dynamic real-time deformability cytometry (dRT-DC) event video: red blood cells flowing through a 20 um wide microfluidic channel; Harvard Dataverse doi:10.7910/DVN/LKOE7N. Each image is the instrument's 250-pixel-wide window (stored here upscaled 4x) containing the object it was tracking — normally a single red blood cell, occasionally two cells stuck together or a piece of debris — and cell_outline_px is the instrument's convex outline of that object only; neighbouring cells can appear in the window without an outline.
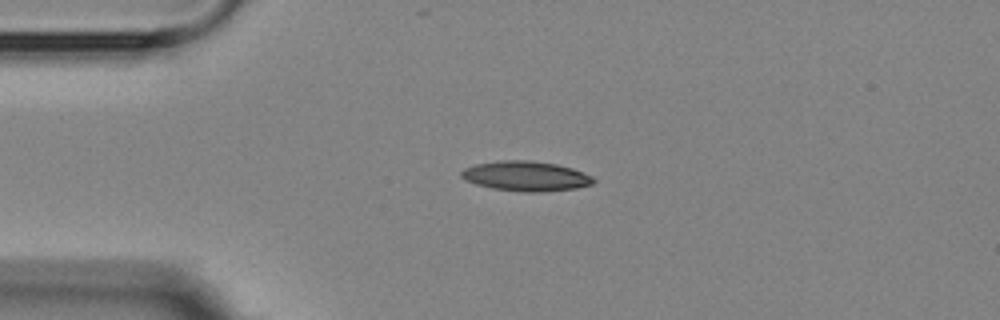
{"species": "Egyptian fruit bat (a non-hibernating species)", "species_latin": "Rousettus aegyptiacus", "temperature_condition": "room temperature", "stored_images_in_passage": 2, "camera_frame_rate_fps": 3000, "um_per_image_px": 0.085, "animal": {"sex": "female"}, "frame": {"image": 1, "passage_image": 1, "time_ms": 0.0, "image_size_px": [1000, 320], "cell_outline_px": [[596, 180], [592, 184], [576, 188], [540, 192], [524, 192], [492, 188], [476, 184], [464, 180], [460, 176], [460, 172], [464, 168], [476, 164], [500, 160], [528, 160], [556, 164], [572, 168], [584, 172], [592, 176]], "centroid_in_image_um": [44.69, 14.97], "position_along_channel_um": 40.3, "area_um2": 23.06}}